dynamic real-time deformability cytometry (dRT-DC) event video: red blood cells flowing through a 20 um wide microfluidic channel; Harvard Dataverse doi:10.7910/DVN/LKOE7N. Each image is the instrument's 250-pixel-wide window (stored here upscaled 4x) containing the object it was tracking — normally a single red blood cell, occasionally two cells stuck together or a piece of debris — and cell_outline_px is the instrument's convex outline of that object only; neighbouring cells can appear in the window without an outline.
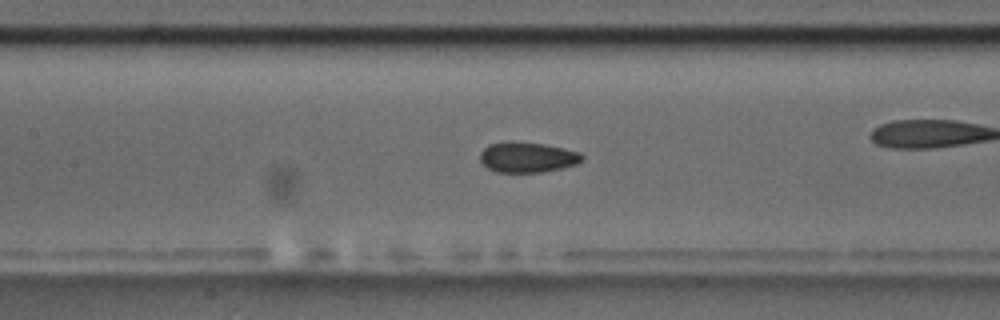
{"species": "common noctule bat (a hibernating species)", "species_latin": "Nyctalus noctula", "temperature_condition": "room temperature", "stored_images_in_passage": 47, "camera_frame_rate_fps": 3000, "um_per_image_px": 0.085, "animal": {"sex": "male", "body_mass_g": 17.5, "forearm_length_mm": 52.3}, "frame": {"image": 1, "passage_image": 14, "time_ms": 4.333, "image_size_px": [1000, 320], "cell_outline_px": [[584, 160], [576, 164], [544, 172], [496, 172], [488, 168], [480, 160], [480, 152], [488, 144], [504, 140], [512, 140], [544, 144], [564, 148], [580, 152], [584, 156]], "centroid_in_image_um": [44.81, 13.34], "position_along_channel_um": 162.6, "area_um2": 18.38}}
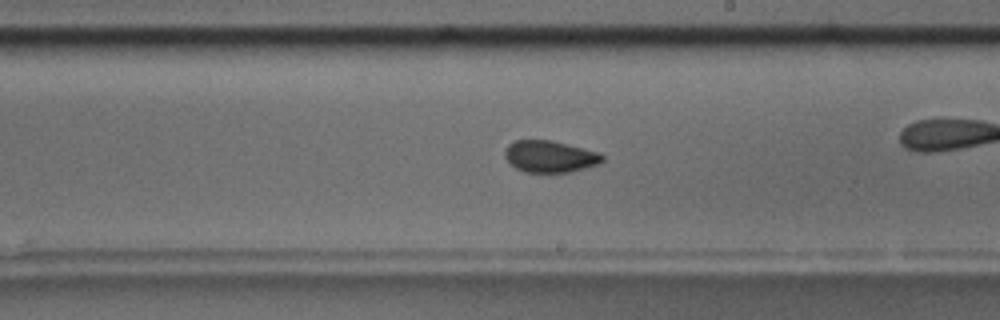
{"frame": {"image": 2, "passage_image": 21, "time_ms": 6.667, "image_size_px": [1000, 320], "cell_outline_px": [[604, 160], [600, 164], [568, 172], [524, 172], [516, 168], [504, 156], [504, 152], [508, 144], [516, 140], [552, 140], [600, 152], [604, 156]], "centroid_in_image_um": [46.77, 13.29], "position_along_channel_um": 242.2, "area_um2": 18.09}, "authors_computed_cell_mechanics": {"area_um2": 18.207, "velocity_mm_per_s": 3.4405, "shape_relaxation_time_tau1_ms": null, "shape_relaxation_time_tau2_ms": 1.368, "deformation_change_tau1": null, "deformation_change_tau2": 0.0525}}